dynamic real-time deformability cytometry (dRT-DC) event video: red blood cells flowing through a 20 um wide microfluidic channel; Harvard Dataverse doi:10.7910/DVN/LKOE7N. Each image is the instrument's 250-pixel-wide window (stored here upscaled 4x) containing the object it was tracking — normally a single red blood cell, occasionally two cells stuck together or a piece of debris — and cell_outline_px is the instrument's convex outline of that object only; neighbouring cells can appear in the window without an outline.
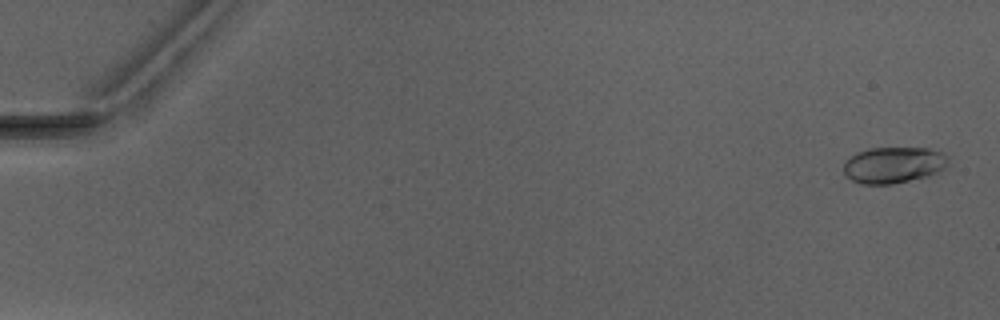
{"species": "Egyptian fruit bat (a non-hibernating species)", "species_latin": "Rousettus aegyptiacus", "temperature_condition": "warm", "stored_images_in_passage": 4, "camera_frame_rate_fps": 3000, "um_per_image_px": 0.085, "animal": {"sex": "male"}, "frame": {"image": 1, "passage_image": 1, "time_ms": 0.0, "image_size_px": [1000, 320], "cell_outline_px": [[948, 164], [944, 168], [928, 176], [892, 184], [860, 184], [844, 176], [844, 160], [868, 148], [928, 148], [944, 152], [948, 156]], "centroid_in_image_um": [75.95, 14.02], "position_along_channel_um": 9.0, "area_um2": 22.2}}